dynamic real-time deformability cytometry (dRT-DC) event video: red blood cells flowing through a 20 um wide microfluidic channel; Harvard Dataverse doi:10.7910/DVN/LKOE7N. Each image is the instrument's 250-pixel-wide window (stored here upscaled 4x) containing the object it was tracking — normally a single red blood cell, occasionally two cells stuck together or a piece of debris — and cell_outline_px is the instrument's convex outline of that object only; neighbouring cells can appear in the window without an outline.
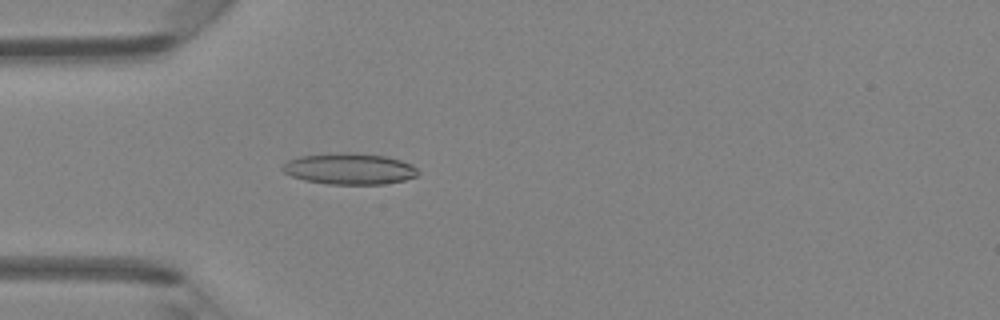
{"species": "Egyptian fruit bat (a non-hibernating species)", "species_latin": "Rousettus aegyptiacus", "temperature_condition": "room temperature", "stored_images_in_passage": 46, "camera_frame_rate_fps": 3000, "um_per_image_px": 0.085, "animal": {"sex": "female"}, "frame": {"image": 1, "passage_image": 13, "time_ms": 4.0, "image_size_px": [1000, 320], "cell_outline_px": [[420, 172], [416, 176], [404, 180], [384, 184], [328, 184], [304, 180], [292, 176], [284, 172], [280, 168], [288, 160], [300, 156], [340, 152], [356, 152], [388, 156], [412, 164]], "centroid_in_image_um": [29.72, 14.34], "position_along_channel_um": 55.3, "area_um2": 24.85}}
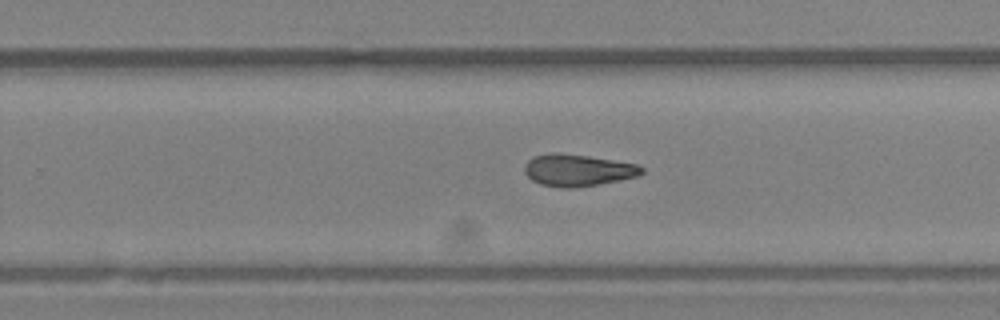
{"frame": {"image": 2, "passage_image": 29, "time_ms": 9.333, "image_size_px": [1000, 320], "cell_outline_px": [[644, 172], [636, 176], [620, 180], [572, 188], [560, 188], [540, 184], [532, 180], [524, 172], [524, 164], [532, 156], [552, 152], [556, 152], [588, 156], [636, 164], [644, 168]], "centroid_in_image_um": [49.05, 14.46], "position_along_channel_um": 280.7, "area_um2": 21.73}}
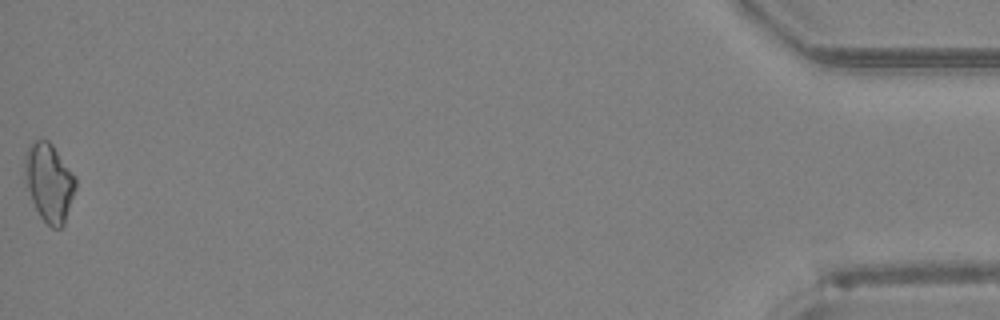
{"frame": {"image": 3, "passage_image": 46, "time_ms": 15.0, "image_size_px": [1000, 320], "cell_outline_px": [[76, 188], [64, 224], [60, 228], [52, 228], [40, 216], [32, 200], [24, 176], [24, 152], [28, 144], [36, 140], [48, 140], [52, 144], [76, 176]], "centroid_in_image_um": [4.17, 15.47], "position_along_channel_um": 431.0, "area_um2": 23.24}, "authors_computed_cell_mechanics": {"area_um2": 22.1085, "velocity_mm_per_s": 4.36, "shape_relaxation_time_tau1_ms": 7.3323, "shape_relaxation_time_tau2_ms": null, "deformation_change_tau1": 0.1607, "deformation_change_tau2": null}}